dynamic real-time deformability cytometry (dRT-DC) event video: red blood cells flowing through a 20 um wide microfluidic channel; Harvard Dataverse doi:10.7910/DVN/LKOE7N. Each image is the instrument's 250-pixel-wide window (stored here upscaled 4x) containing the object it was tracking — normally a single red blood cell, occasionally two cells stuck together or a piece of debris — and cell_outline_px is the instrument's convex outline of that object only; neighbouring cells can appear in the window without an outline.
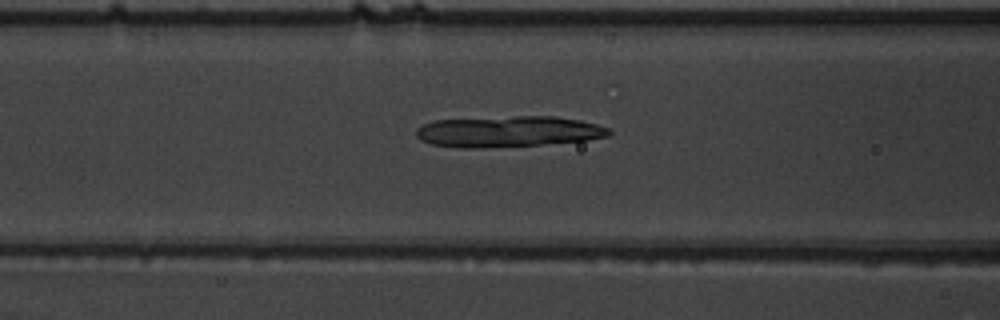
{"species": "common noctule bat (a hibernating species)", "species_latin": "Nyctalus noctula", "temperature_condition": "warm", "stored_images_in_passage": 39, "camera_frame_rate_fps": 3000, "um_per_image_px": 0.085, "animal": {"sex": "male", "body_mass_g": 19.5, "forearm_length_mm": 54.6}, "frame": {"image": 1, "passage_image": 8, "time_ms": 2.333, "image_size_px": [1000, 320], "cell_outline_px": [[612, 132], [608, 136], [588, 140], [540, 144], [476, 148], [460, 148], [432, 144], [420, 140], [416, 136], [416, 128], [424, 124], [436, 120], [516, 116], [556, 116], [580, 120], [596, 124], [608, 128]], "centroid_in_image_um": [43.2, 11.17], "position_along_channel_um": 123.4, "area_um2": 34.68}}
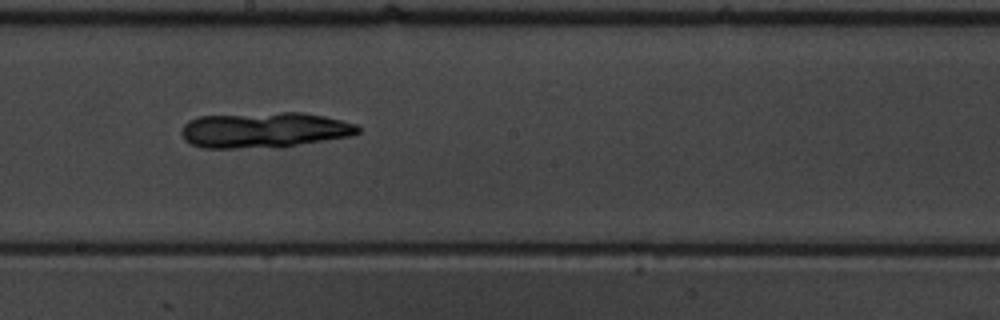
{"frame": {"image": 2, "passage_image": 16, "time_ms": 5.0, "image_size_px": [1000, 320], "cell_outline_px": [[360, 132], [348, 136], [280, 148], [200, 148], [184, 140], [180, 132], [184, 124], [188, 120], [200, 116], [280, 112], [300, 112], [324, 116], [356, 124], [360, 128]], "centroid_in_image_um": [22.42, 11.06], "position_along_channel_um": 225.8, "area_um2": 36.82}}
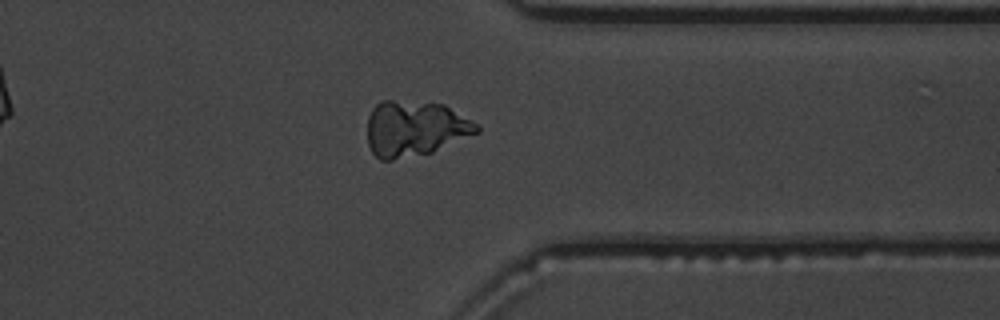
{"frame": {"image": 3, "passage_image": 28, "time_ms": 9.0, "image_size_px": [1000, 320], "cell_outline_px": [[480, 132], [432, 152], [392, 160], [380, 160], [372, 152], [368, 144], [368, 116], [372, 108], [380, 100], [392, 100], [444, 104], [480, 124]], "centroid_in_image_um": [35.28, 10.92], "position_along_channel_um": 376.1, "area_um2": 35.6}}